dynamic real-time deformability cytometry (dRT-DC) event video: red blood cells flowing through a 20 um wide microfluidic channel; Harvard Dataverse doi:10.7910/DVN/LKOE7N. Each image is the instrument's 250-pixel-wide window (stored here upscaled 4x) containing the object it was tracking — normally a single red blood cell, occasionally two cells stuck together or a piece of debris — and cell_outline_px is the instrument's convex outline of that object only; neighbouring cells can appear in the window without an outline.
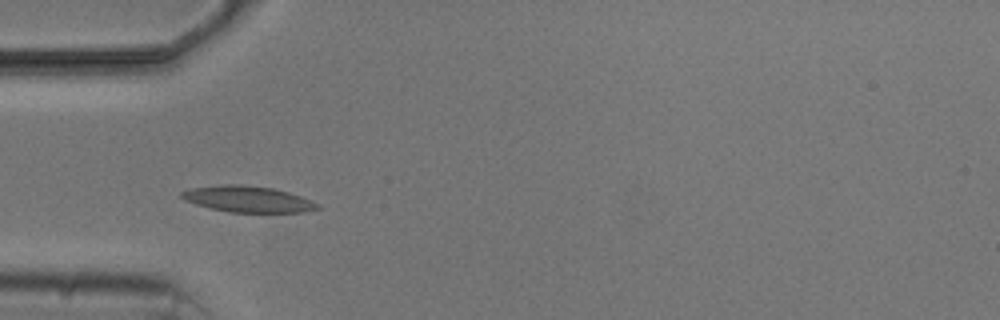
{"species": "common noctule bat (a hibernating species)", "species_latin": "Nyctalus noctula", "temperature_condition": "cold", "stored_images_in_passage": 8, "camera_frame_rate_fps": 3000, "um_per_image_px": 0.085, "animal": {"sex": "male", "body_mass_g": 20.5, "forearm_length_mm": 52.5}, "frame": {"image": 1, "passage_image": 4, "time_ms": 4.333, "image_size_px": [1000, 320], "cell_outline_px": [[320, 208], [304, 212], [228, 212], [196, 204], [184, 200], [180, 196], [180, 192], [192, 188], [220, 184], [240, 184], [272, 188], [288, 192], [300, 196], [320, 204]], "centroid_in_image_um": [21.05, 16.92], "position_along_channel_um": 63.9, "area_um2": 20.63}}
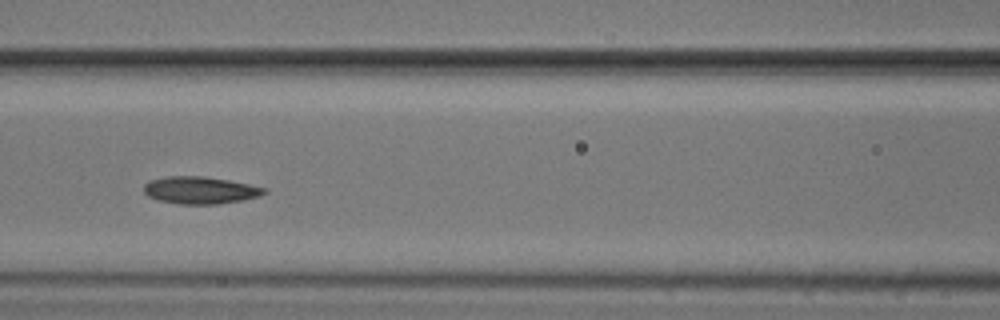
{"frame": {"image": 2, "passage_image": 6, "time_ms": 6.667, "image_size_px": [1000, 320], "cell_outline_px": [[268, 192], [260, 196], [244, 200], [220, 204], [180, 204], [160, 200], [148, 196], [144, 192], [144, 184], [148, 180], [168, 176], [204, 176], [228, 180], [268, 188]], "centroid_in_image_um": [17.05, 16.16], "position_along_channel_um": 149.6, "area_um2": 19.25}}
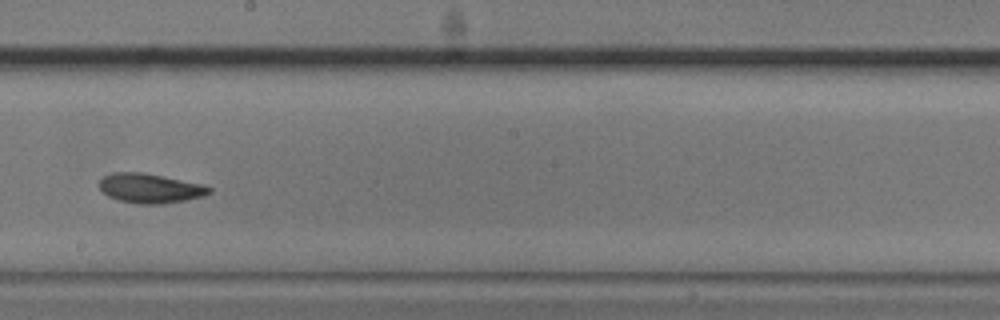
{"frame": {"image": 3, "passage_image": 8, "time_ms": 9.0, "image_size_px": [1000, 320], "cell_outline_px": [[212, 192], [204, 196], [184, 200], [160, 204], [136, 204], [116, 200], [108, 196], [100, 188], [100, 180], [104, 176], [112, 172], [144, 172], [200, 184], [212, 188]], "centroid_in_image_um": [12.73, 16.01], "position_along_channel_um": 235.5, "area_um2": 18.84}}